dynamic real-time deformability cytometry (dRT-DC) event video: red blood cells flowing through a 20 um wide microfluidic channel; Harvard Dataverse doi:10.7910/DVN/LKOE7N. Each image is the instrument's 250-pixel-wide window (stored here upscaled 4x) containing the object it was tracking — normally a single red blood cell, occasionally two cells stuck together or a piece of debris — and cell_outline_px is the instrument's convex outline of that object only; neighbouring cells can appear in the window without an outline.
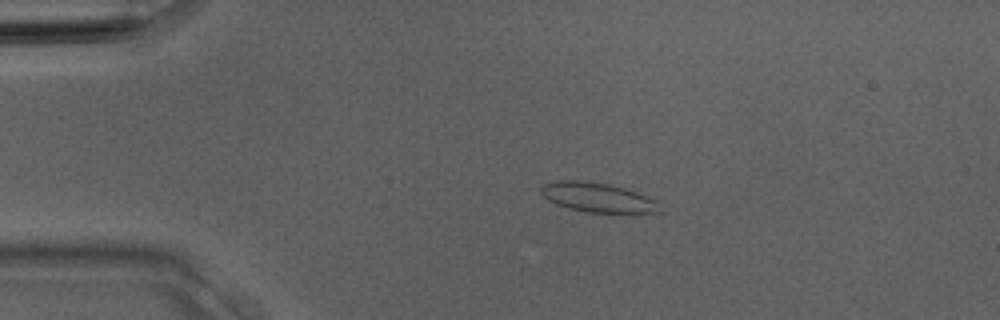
{"species": "Egyptian fruit bat (a non-hibernating species)", "species_latin": "Rousettus aegyptiacus", "temperature_condition": "room temperature", "stored_images_in_passage": 3, "camera_frame_rate_fps": 3000, "um_per_image_px": 0.085, "animal": {"sex": "male"}, "frame": {"image": 1, "passage_image": 3, "time_ms": 0.667, "image_size_px": [1000, 320], "cell_outline_px": [[660, 212], [632, 216], [584, 212], [568, 208], [556, 204], [548, 200], [540, 192], [540, 184], [552, 180], [584, 180], [608, 184], [624, 188], [636, 192], [656, 200]], "centroid_in_image_um": [50.82, 16.82], "position_along_channel_um": 34.2, "area_um2": 21.44}}